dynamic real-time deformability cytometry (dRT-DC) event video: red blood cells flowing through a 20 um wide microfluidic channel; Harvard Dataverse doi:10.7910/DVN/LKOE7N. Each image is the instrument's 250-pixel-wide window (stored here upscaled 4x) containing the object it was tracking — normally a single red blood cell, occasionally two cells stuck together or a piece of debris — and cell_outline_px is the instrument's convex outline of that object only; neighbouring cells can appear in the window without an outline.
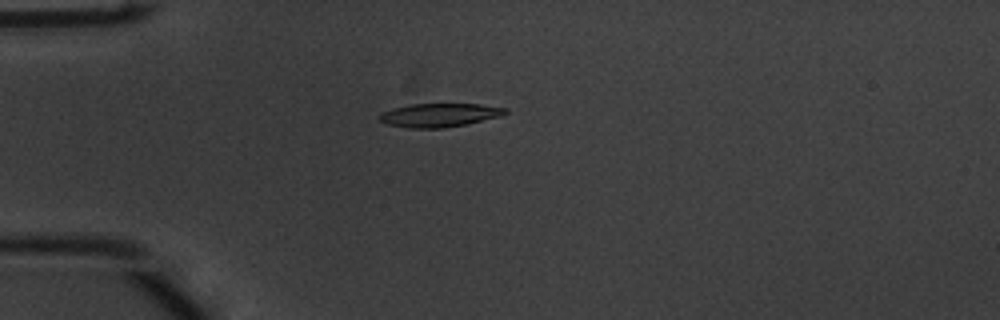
{"species": "common noctule bat (a hibernating species)", "species_latin": "Nyctalus noctula", "temperature_condition": "warm", "stored_images_in_passage": 42, "camera_frame_rate_fps": 3000, "um_per_image_px": 0.085, "animal": {"sex": "male", "body_mass_g": 20.1, "forearm_length_mm": 53.5}, "frame": {"image": 1, "passage_image": 3, "time_ms": 0.667, "image_size_px": [1000, 320], "cell_outline_px": [[508, 112], [500, 116], [464, 124], [444, 128], [408, 128], [388, 124], [380, 120], [376, 116], [380, 112], [392, 108], [408, 104], [480, 104], [508, 108]], "centroid_in_image_um": [37.29, 9.77], "position_along_channel_um": 47.7, "area_um2": 17.34}}
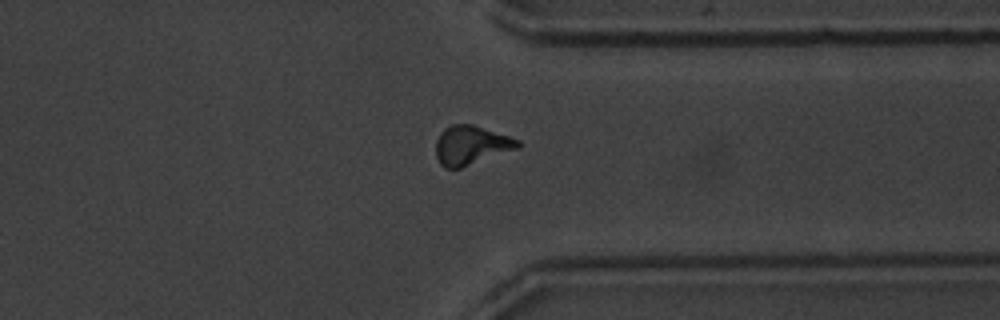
{"frame": {"image": 2, "passage_image": 30, "time_ms": 9.667, "image_size_px": [1000, 320], "cell_outline_px": [[520, 148], [460, 168], [444, 168], [440, 164], [436, 156], [436, 140], [440, 132], [444, 128], [452, 124], [472, 124], [520, 140]], "centroid_in_image_um": [40.03, 12.34], "position_along_channel_um": 371.4, "area_um2": 18.67}}
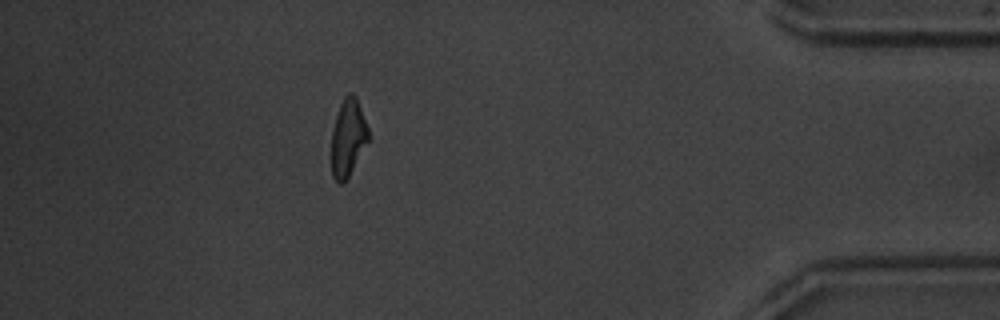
{"frame": {"image": 3, "passage_image": 36, "time_ms": 11.667, "image_size_px": [1000, 320], "cell_outline_px": [[368, 140], [344, 184], [336, 184], [332, 176], [332, 128], [340, 104], [344, 96], [348, 92], [352, 92], [356, 96], [368, 128]], "centroid_in_image_um": [29.56, 11.7], "position_along_channel_um": 405.6, "area_um2": 16.53}, "authors_computed_cell_mechanics": {"area_um2": 17.6001, "velocity_mm_per_s": 3.8025, "shape_relaxation_time_tau1_ms": 2.8855, "shape_relaxation_time_tau2_ms": 2.307, "deformation_change_tau1": 0.1707, "deformation_change_tau2": 0.1055}}